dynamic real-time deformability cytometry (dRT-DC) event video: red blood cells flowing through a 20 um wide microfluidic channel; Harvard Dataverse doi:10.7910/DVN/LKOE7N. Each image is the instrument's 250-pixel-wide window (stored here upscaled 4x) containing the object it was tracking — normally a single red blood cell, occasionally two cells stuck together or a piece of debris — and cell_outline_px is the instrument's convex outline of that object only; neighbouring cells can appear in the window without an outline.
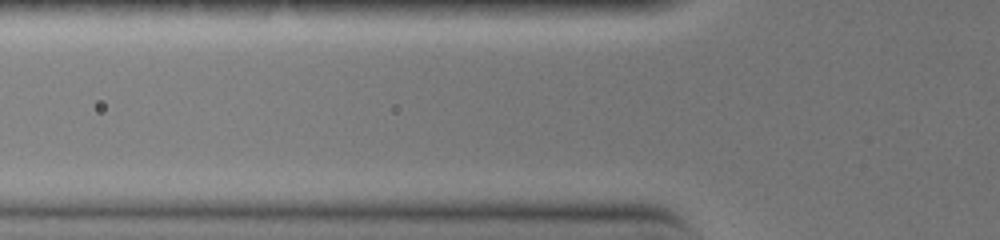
{"species": "common noctule bat (a hibernating species)", "species_latin": "Nyctalus noctula", "temperature_condition": "warm", "stored_images_in_passage": 8, "camera_frame_rate_fps": 3000, "um_per_image_px": 0.085, "animal": {"sex": "female", "body_mass_g": 19.0, "forearm_length_mm": 51.5}, "frame": {"image": 1, "passage_image": 3, "time_ms": 0.667, "image_size_px": [1000, 240], "cell_outline_px": [[604, 160], [600, 164], [580, 168], [480, 168], [472, 164], [476, 160], [496, 156], [584, 156]], "centroid_in_image_um": [45.65, 13.78], "position_along_channel_um": 80.2, "area_um2": 10.12}}